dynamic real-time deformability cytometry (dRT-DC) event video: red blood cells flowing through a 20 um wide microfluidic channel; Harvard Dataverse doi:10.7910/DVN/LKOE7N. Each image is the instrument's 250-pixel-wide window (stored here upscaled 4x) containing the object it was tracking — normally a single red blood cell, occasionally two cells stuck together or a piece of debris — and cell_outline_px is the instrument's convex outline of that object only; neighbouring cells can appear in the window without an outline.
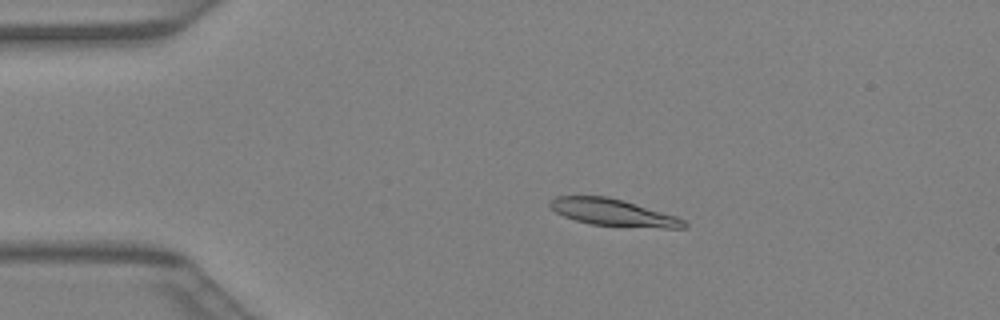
{"species": "Egyptian fruit bat (a non-hibernating species)", "species_latin": "Rousettus aegyptiacus", "temperature_condition": "warm", "stored_images_in_passage": 41, "camera_frame_rate_fps": 3000, "um_per_image_px": 0.085, "animal": {"sex": "female"}, "frame": {"image": 1, "passage_image": 9, "time_ms": 2.667, "image_size_px": [1000, 320], "cell_outline_px": [[688, 228], [664, 228], [592, 224], [576, 220], [564, 216], [556, 212], [548, 204], [548, 200], [556, 196], [608, 196], [624, 200], [676, 216], [684, 220], [688, 224]], "centroid_in_image_um": [52.12, 18.05], "position_along_channel_um": 32.9, "area_um2": 20.92}}
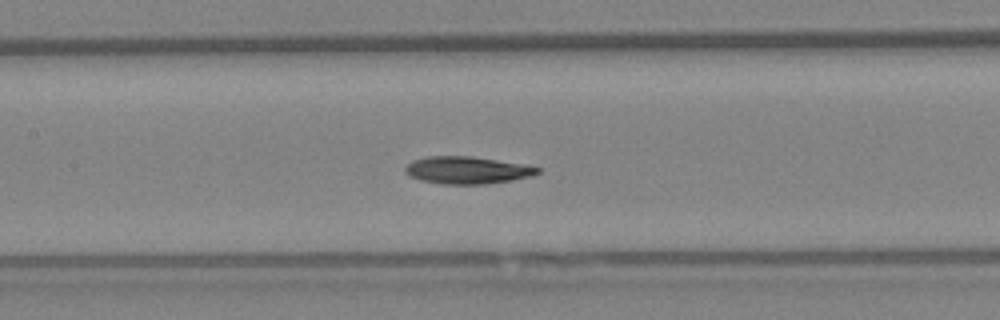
{"frame": {"image": 2, "passage_image": 20, "time_ms": 6.333, "image_size_px": [1000, 320], "cell_outline_px": [[540, 172], [532, 176], [512, 180], [484, 184], [444, 184], [420, 180], [408, 176], [404, 172], [404, 168], [412, 160], [428, 156], [472, 156], [528, 164], [540, 168]], "centroid_in_image_um": [39.72, 14.45], "position_along_channel_um": 167.7, "area_um2": 21.33}}
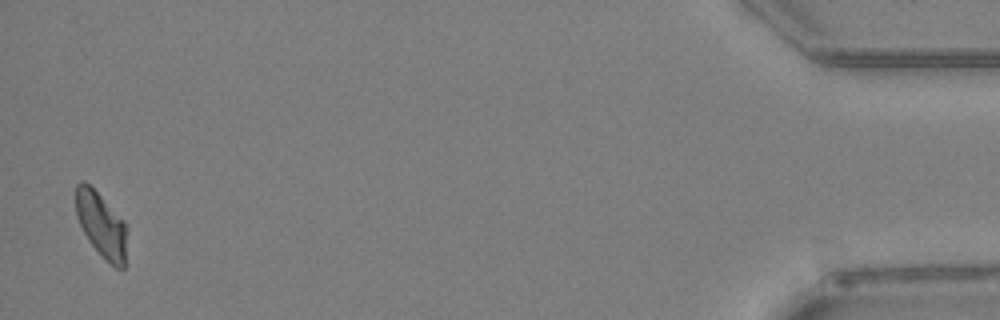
{"frame": {"image": 3, "passage_image": 41, "time_ms": 13.333, "image_size_px": [1000, 320], "cell_outline_px": [[128, 228], [124, 268], [116, 268], [88, 240], [76, 216], [76, 184], [80, 180], [84, 180], [124, 220]], "centroid_in_image_um": [8.63, 19.09], "position_along_channel_um": 426.6, "area_um2": 19.07}}